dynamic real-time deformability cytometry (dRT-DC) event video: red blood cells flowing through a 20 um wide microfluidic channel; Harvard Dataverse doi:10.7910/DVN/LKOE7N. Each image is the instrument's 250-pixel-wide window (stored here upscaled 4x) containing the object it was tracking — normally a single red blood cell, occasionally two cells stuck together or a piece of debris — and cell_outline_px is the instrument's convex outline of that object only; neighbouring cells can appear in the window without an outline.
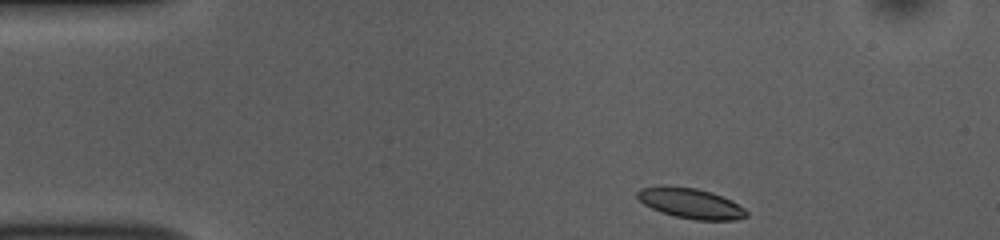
{"species": "common noctule bat (a hibernating species)", "species_latin": "Nyctalus noctula", "temperature_condition": "room temperature", "stored_images_in_passage": 46, "camera_frame_rate_fps": 3000, "um_per_image_px": 0.085, "animal": {"sex": "female", "body_mass_g": 10.0, "forearm_length_mm": 53.1}, "frame": {"image": 1, "passage_image": 1, "time_ms": 0.0, "image_size_px": [1000, 240], "cell_outline_px": [[748, 216], [736, 220], [696, 220], [676, 216], [660, 212], [644, 204], [636, 196], [636, 192], [640, 188], [660, 184], [668, 184], [696, 188], [712, 192], [732, 200], [744, 208], [748, 212]], "centroid_in_image_um": [58.69, 17.25], "position_along_channel_um": 26.3, "area_um2": 19.65}}
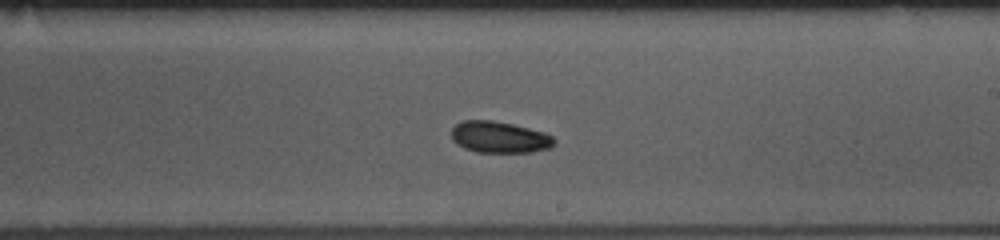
{"frame": {"image": 2, "passage_image": 24, "time_ms": 7.667, "image_size_px": [1000, 240], "cell_outline_px": [[556, 144], [552, 148], [532, 152], [476, 152], [464, 148], [452, 140], [452, 128], [456, 124], [464, 120], [492, 120], [512, 124], [544, 132], [552, 136], [556, 140]], "centroid_in_image_um": [42.48, 11.67], "position_along_channel_um": 246.5, "area_um2": 18.96}}
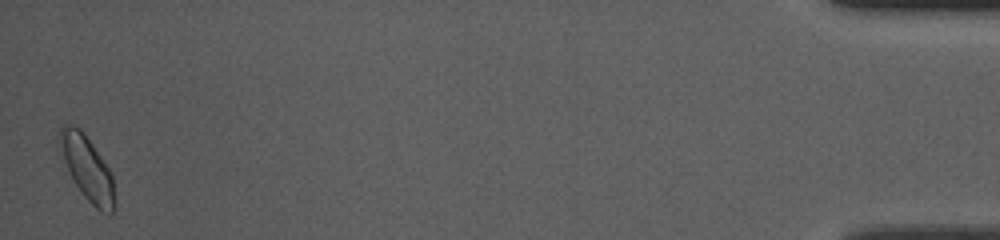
{"frame": {"image": 3, "passage_image": 46, "time_ms": 15.0, "image_size_px": [1000, 240], "cell_outline_px": [[112, 212], [108, 216], [100, 212], [84, 196], [72, 180], [64, 160], [60, 140], [60, 128], [64, 124], [72, 124], [80, 128], [84, 132], [108, 168], [112, 176]], "centroid_in_image_um": [7.39, 14.29], "position_along_channel_um": 427.8, "area_um2": 19.77}, "authors_computed_cell_mechanics": {"area_um2": 19.1029, "velocity_mm_per_s": 3.6881, "shape_relaxation_time_tau1_ms": 1.9054, "shape_relaxation_time_tau2_ms": null, "deformation_change_tau1": 0.0758, "deformation_change_tau2": null}}